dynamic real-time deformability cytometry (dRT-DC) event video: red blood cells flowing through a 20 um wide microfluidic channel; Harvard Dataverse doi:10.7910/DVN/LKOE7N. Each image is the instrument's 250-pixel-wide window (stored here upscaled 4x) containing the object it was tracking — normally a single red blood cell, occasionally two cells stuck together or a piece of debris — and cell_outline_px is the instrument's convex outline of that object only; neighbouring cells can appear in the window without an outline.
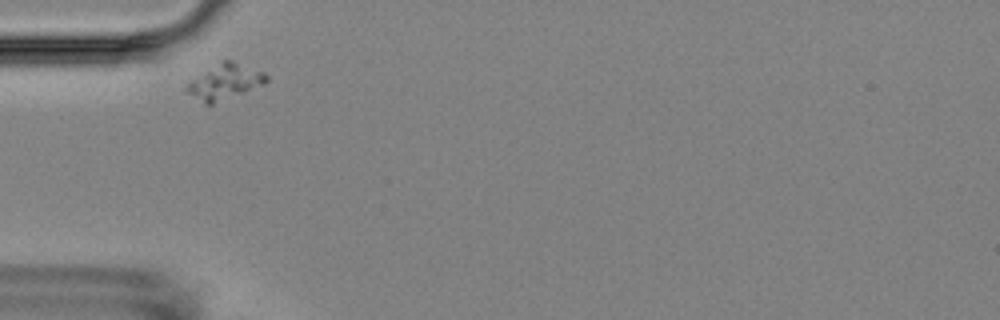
{"species": "Egyptian fruit bat (a non-hibernating species)", "species_latin": "Rousettus aegyptiacus", "temperature_condition": "room temperature", "stored_images_in_passage": 1, "camera_frame_rate_fps": 3000, "um_per_image_px": 0.085, "animal": {"sex": "female"}, "frame": {"image": 1, "passage_image": 1, "time_ms": 0.0, "image_size_px": [1000, 320], "cell_outline_px": [[268, 80], [264, 84], [212, 104], [204, 104], [184, 92], [184, 88], [192, 80], [224, 60], [232, 60], [264, 72], [268, 76]], "centroid_in_image_um": [19.11, 6.97], "position_along_channel_um": 65.9, "area_um2": 15.95}}